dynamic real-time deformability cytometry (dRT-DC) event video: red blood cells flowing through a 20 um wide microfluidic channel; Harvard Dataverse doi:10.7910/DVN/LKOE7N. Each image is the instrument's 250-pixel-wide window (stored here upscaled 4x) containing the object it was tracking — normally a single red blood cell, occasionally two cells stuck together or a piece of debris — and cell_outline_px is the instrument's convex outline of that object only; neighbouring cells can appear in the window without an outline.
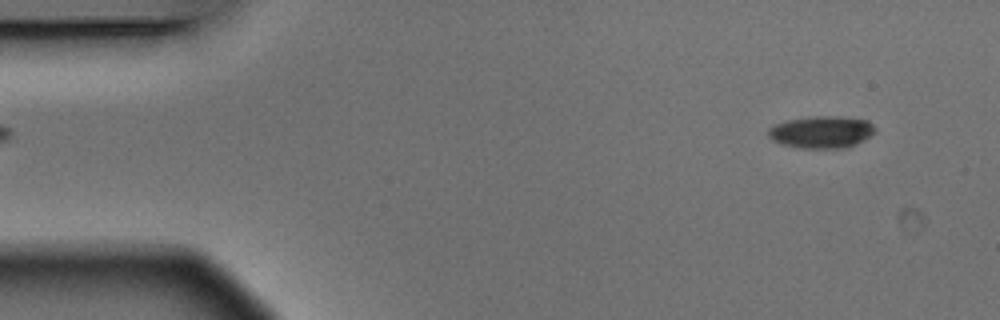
{"species": "Egyptian fruit bat (a non-hibernating species)", "species_latin": "Rousettus aegyptiacus", "temperature_condition": "warm", "stored_images_in_passage": 4, "segment_of_instrument_passage": [2, 2], "camera_frame_rate_fps": 3000, "um_per_image_px": 0.085, "animal": {"sex": "male"}, "frame": {"image": 1, "passage_image": 4, "time_ms": 1.0, "image_size_px": [1000, 320], "cell_outline_px": [[876, 132], [856, 144], [840, 148], [800, 148], [780, 144], [772, 140], [768, 136], [768, 128], [776, 124], [788, 120], [816, 116], [836, 116], [868, 120], [876, 128]], "centroid_in_image_um": [69.82, 11.22], "position_along_channel_um": 15.2, "area_um2": 19.94}}